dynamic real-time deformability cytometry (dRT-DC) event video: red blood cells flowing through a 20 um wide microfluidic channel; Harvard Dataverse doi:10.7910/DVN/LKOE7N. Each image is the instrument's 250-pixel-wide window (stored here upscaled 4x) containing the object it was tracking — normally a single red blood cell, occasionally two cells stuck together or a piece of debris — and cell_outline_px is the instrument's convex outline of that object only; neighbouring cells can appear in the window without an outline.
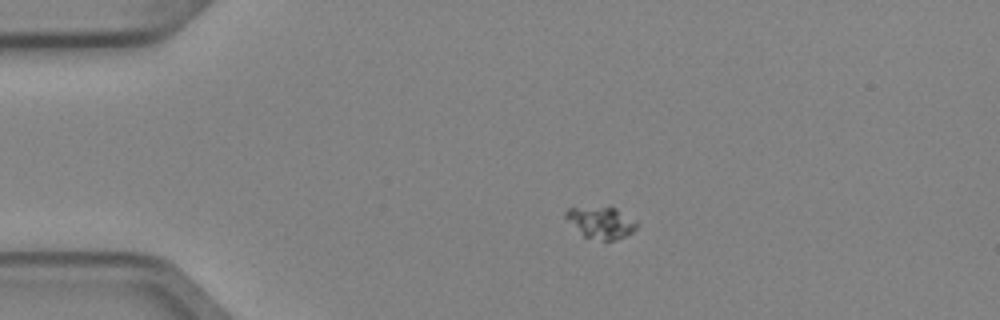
{"species": "Egyptian fruit bat (a non-hibernating species)", "species_latin": "Rousettus aegyptiacus", "temperature_condition": "cold", "stored_images_in_passage": 5, "camera_frame_rate_fps": 3000, "um_per_image_px": 0.085, "animal": {"sex": "female"}, "frame": {"image": 1, "passage_image": 3, "time_ms": 0.667, "image_size_px": [1000, 320], "cell_outline_px": [[640, 224], [632, 232], [616, 240], [604, 240], [584, 236], [564, 216], [564, 212], [568, 208], [616, 208], [636, 220]], "centroid_in_image_um": [51.13, 18.92], "position_along_channel_um": 33.9, "area_um2": 12.77}}
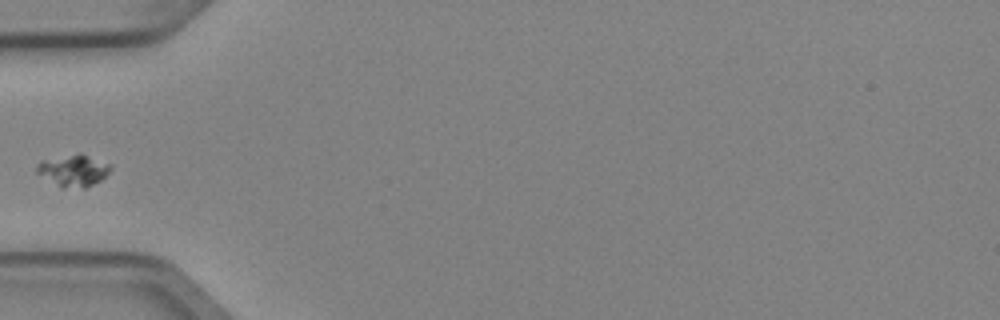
{"frame": {"image": 2, "passage_image": 5, "time_ms": 1.333, "image_size_px": [1000, 320], "cell_outline_px": [[112, 168], [100, 180], [84, 188], [60, 188], [36, 172], [36, 168], [40, 160], [80, 152], [112, 164]], "centroid_in_image_um": [6.23, 14.47], "position_along_channel_um": 78.8, "area_um2": 13.81}}